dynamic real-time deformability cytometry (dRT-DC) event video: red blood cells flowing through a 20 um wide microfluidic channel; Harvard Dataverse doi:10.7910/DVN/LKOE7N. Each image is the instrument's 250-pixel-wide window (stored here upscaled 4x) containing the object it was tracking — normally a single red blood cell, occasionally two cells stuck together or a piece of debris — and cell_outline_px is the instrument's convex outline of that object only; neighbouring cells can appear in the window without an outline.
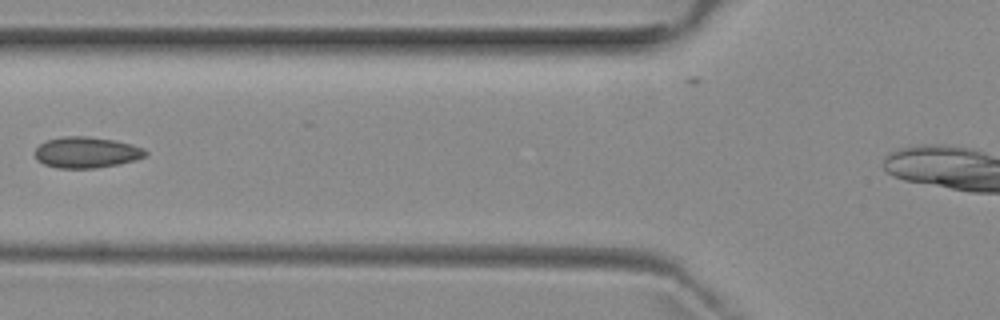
{"species": "common noctule bat (a hibernating species)", "species_latin": "Nyctalus noctula", "temperature_condition": "room temperature", "stored_images_in_passage": 4, "camera_frame_rate_fps": 3000, "um_per_image_px": 0.085, "animal": {"sex": "female", "body_mass_g": 29.2, "forearm_length_mm": 56.3}, "frame": {"image": 1, "passage_image": 4, "time_ms": 3.333, "image_size_px": [1000, 320], "cell_outline_px": [[148, 152], [144, 156], [136, 160], [120, 164], [96, 168], [56, 168], [44, 164], [36, 160], [36, 148], [40, 144], [48, 140], [64, 136], [88, 136], [116, 140], [132, 144], [144, 148]], "centroid_in_image_um": [7.37, 12.95], "position_along_channel_um": 118.4, "area_um2": 20.11}}